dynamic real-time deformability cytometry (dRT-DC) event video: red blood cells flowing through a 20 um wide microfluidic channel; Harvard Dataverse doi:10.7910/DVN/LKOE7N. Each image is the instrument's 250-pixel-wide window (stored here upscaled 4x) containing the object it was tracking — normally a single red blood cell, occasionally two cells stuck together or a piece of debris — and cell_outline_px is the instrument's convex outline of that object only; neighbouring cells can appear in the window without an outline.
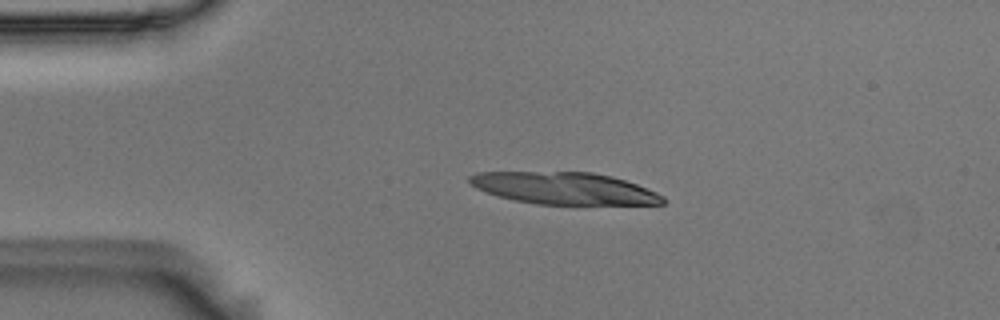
{"species": "Egyptian fruit bat (a non-hibernating species)", "species_latin": "Rousettus aegyptiacus", "temperature_condition": "room temperature", "stored_images_in_passage": 4, "segment_of_instrument_passage": [1, 2], "camera_frame_rate_fps": 3000, "um_per_image_px": 0.085, "animal": {"sex": "male"}, "frame": {"image": 1, "passage_image": 1, "time_ms": 0.0, "image_size_px": [1000, 320], "cell_outline_px": [[664, 204], [536, 204], [496, 196], [484, 192], [468, 184], [468, 176], [476, 172], [592, 172], [612, 176], [636, 184], [656, 192], [664, 196]], "centroid_in_image_um": [47.9, 16.0], "position_along_channel_um": 37.1, "area_um2": 36.07}}